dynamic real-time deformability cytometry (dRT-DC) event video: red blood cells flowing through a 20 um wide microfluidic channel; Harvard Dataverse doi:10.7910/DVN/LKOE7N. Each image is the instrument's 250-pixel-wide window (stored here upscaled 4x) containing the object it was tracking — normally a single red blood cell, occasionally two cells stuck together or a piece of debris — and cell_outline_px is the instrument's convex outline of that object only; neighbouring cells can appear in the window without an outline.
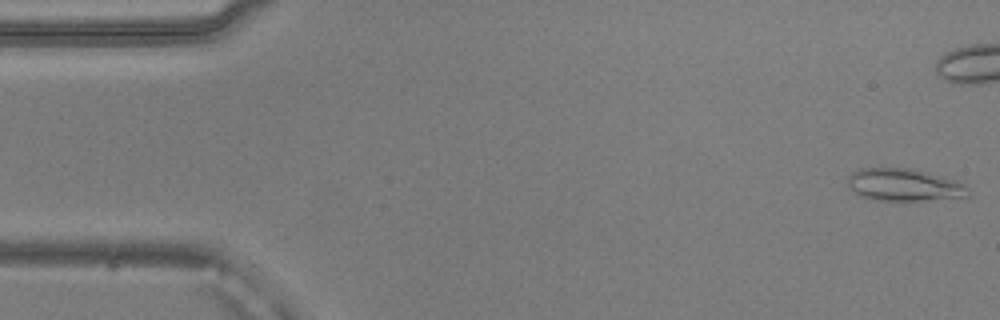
{"species": "common noctule bat (a hibernating species)", "species_latin": "Nyctalus noctula", "temperature_condition": "warm", "stored_images_in_passage": 52, "camera_frame_rate_fps": 3000, "um_per_image_px": 0.085, "animal": {"sex": "male", "body_mass_g": 20.5, "forearm_length_mm": 52.5}, "frame": {"image": 1, "passage_image": 1, "time_ms": 0.0, "image_size_px": [1000, 320], "cell_outline_px": [[968, 196], [920, 200], [880, 200], [860, 196], [848, 188], [848, 176], [852, 172], [860, 168], [908, 168], [964, 184], [968, 188]], "centroid_in_image_um": [76.74, 15.72], "position_along_channel_um": 8.3, "area_um2": 22.02}}
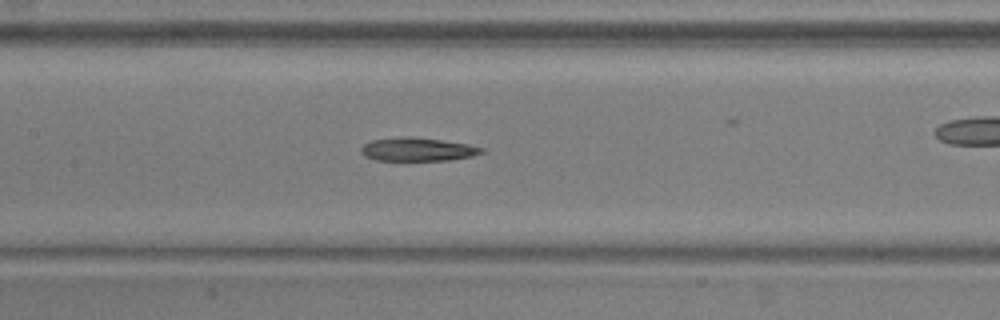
{"frame": {"image": 2, "passage_image": 23, "time_ms": 7.333, "image_size_px": [1000, 320], "cell_outline_px": [[484, 152], [472, 156], [448, 160], [376, 160], [364, 156], [360, 152], [360, 148], [364, 144], [372, 140], [408, 136], [412, 136], [468, 144], [484, 148]], "centroid_in_image_um": [35.48, 12.69], "position_along_channel_um": 171.9, "area_um2": 16.36}}
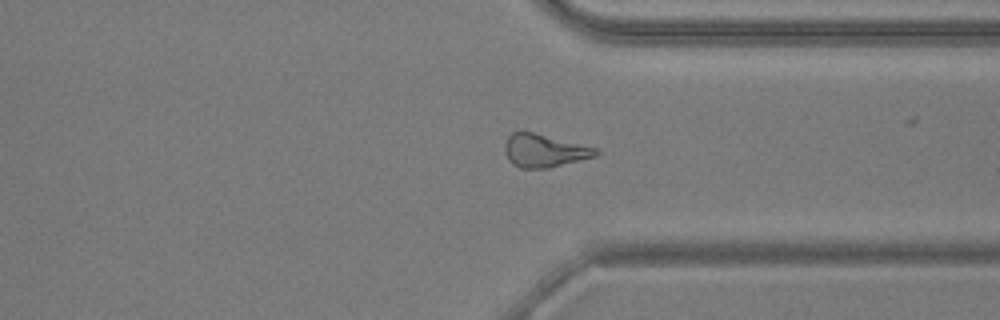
{"frame": {"image": 3, "passage_image": 38, "time_ms": 12.333, "image_size_px": [1000, 320], "cell_outline_px": [[600, 152], [596, 156], [548, 168], [520, 168], [512, 164], [508, 160], [504, 148], [504, 144], [508, 136], [512, 132], [532, 132], [600, 148]], "centroid_in_image_um": [46.28, 12.81], "position_along_channel_um": 365.1, "area_um2": 17.57}, "authors_computed_cell_mechanics": {"area_um2": 17.8313, "velocity_mm_per_s": 3.8919, "shape_relaxation_time_tau1_ms": 4.7309, "shape_relaxation_time_tau2_ms": 4.5635, "deformation_change_tau1": 0.1906, "deformation_change_tau2": 0.1752}}